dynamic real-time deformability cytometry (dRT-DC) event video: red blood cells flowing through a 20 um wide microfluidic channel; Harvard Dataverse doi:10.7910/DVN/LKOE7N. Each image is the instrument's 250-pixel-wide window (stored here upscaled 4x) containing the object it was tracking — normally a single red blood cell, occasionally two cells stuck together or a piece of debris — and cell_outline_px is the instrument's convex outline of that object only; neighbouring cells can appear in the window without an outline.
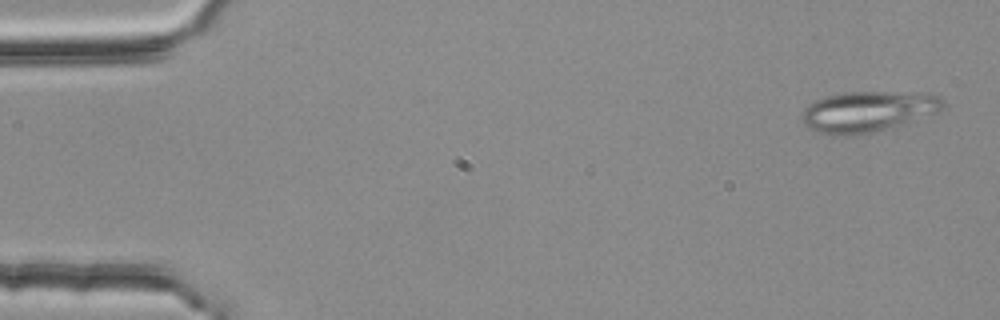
{"species": "common noctule bat (a hibernating species)", "species_latin": "Nyctalus noctula", "temperature_condition": "room temperature", "stored_images_in_passage": 4, "camera_frame_rate_fps": 3000, "um_per_image_px": 0.085, "animal": {"sex": "female", "body_mass_g": 25.1}, "frame": {"image": 1, "passage_image": 1, "time_ms": 0.0, "image_size_px": [1000, 320], "cell_outline_px": [[944, 108], [940, 112], [872, 132], [848, 136], [832, 136], [816, 132], [804, 124], [800, 120], [800, 116], [804, 108], [816, 100], [824, 96], [844, 92], [928, 92], [940, 96], [944, 100]], "centroid_in_image_um": [73.76, 9.47], "position_along_channel_um": 11.2, "area_um2": 33.87}}